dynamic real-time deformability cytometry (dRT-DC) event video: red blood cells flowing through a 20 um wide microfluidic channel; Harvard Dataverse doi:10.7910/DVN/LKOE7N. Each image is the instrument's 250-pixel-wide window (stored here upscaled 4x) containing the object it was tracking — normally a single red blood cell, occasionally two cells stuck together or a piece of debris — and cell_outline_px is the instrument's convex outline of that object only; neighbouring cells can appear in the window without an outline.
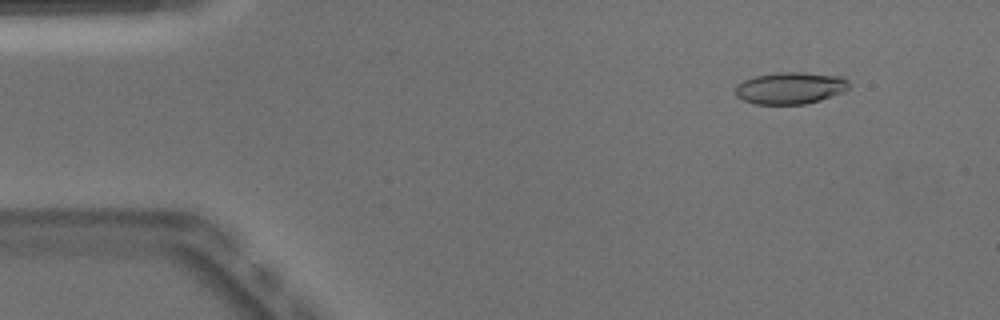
{"species": "Egyptian fruit bat (a non-hibernating species)", "species_latin": "Rousettus aegyptiacus", "temperature_condition": "warm", "stored_images_in_passage": 50, "camera_frame_rate_fps": 3000, "um_per_image_px": 0.085, "animal": {"sex": "male"}, "frame": {"image": 1, "passage_image": 5, "time_ms": 1.333, "image_size_px": [1000, 320], "cell_outline_px": [[852, 88], [844, 92], [820, 100], [804, 104], [756, 104], [744, 100], [736, 96], [736, 84], [744, 80], [756, 76], [776, 72], [804, 72], [840, 76], [848, 80]], "centroid_in_image_um": [67.22, 7.48], "position_along_channel_um": 17.8, "area_um2": 21.27}}
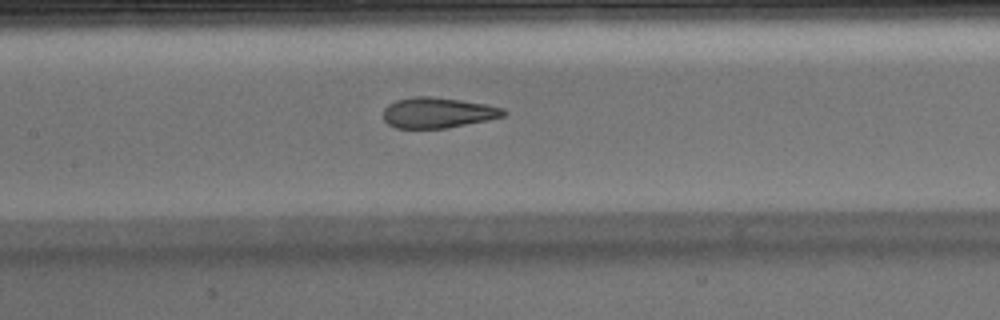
{"frame": {"image": 2, "passage_image": 23, "time_ms": 7.333, "image_size_px": [1000, 320], "cell_outline_px": [[508, 112], [504, 116], [448, 128], [396, 128], [388, 124], [384, 120], [384, 108], [388, 104], [396, 100], [412, 96], [428, 96], [460, 100], [484, 104], [504, 108]], "centroid_in_image_um": [37.19, 9.58], "position_along_channel_um": 170.2, "area_um2": 21.33}}
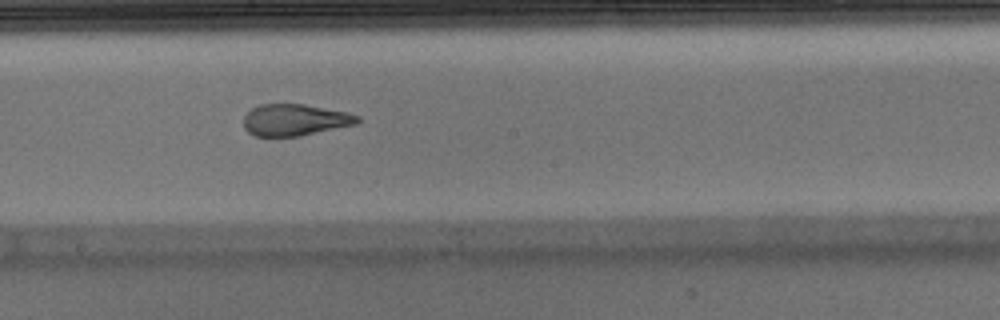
{"frame": {"image": 3, "passage_image": 27, "time_ms": 8.667, "image_size_px": [1000, 320], "cell_outline_px": [[360, 120], [356, 124], [300, 136], [256, 136], [248, 132], [244, 128], [244, 116], [252, 108], [260, 104], [304, 104], [348, 112], [360, 116]], "centroid_in_image_um": [25.07, 10.19], "position_along_channel_um": 223.1, "area_um2": 20.98}, "authors_computed_cell_mechanics": {"area_um2": 21.964, "velocity_mm_per_s": 3.982, "shape_relaxation_time_tau1_ms": 10.398, "shape_relaxation_time_tau2_ms": 1.4512, "deformation_change_tau1": 0.3118, "deformation_change_tau2": 0.0846}}